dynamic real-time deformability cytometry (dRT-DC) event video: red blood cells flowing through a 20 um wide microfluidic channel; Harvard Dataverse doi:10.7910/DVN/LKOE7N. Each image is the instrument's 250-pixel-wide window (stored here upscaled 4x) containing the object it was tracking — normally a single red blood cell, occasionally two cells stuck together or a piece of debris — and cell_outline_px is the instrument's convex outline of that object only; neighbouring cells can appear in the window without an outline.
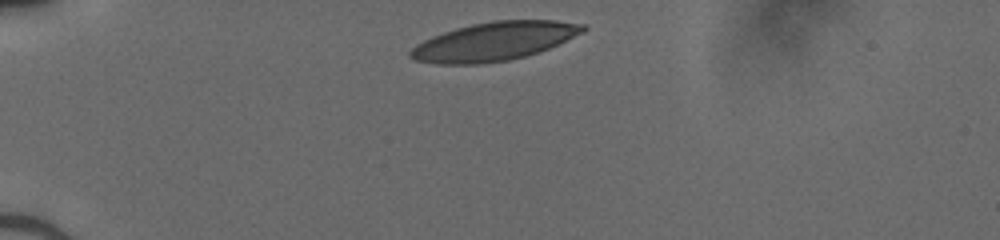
{"species": "human", "species_latin": "Homo sapiens", "temperature_condition": "cold", "stored_images_in_passage": 31, "camera_frame_rate_fps": 3000, "um_per_image_px": 0.085, "donor": {"sex": "male"}, "frame": {"image": 1, "passage_image": 1, "time_ms": 0.0, "image_size_px": [1000, 240], "cell_outline_px": [[588, 28], [548, 48], [524, 56], [508, 60], [476, 64], [440, 64], [416, 60], [408, 56], [408, 52], [416, 44], [432, 36], [456, 28], [472, 24], [492, 20], [556, 20], [584, 24]], "centroid_in_image_um": [41.94, 3.51], "position_along_channel_um": 43.1, "area_um2": 38.21}}
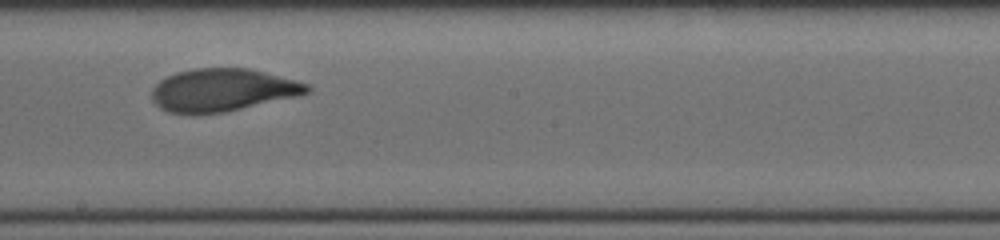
{"frame": {"image": 2, "passage_image": 18, "time_ms": 5.667, "image_size_px": [1000, 240], "cell_outline_px": [[312, 88], [308, 92], [296, 96], [224, 112], [168, 112], [160, 108], [152, 100], [152, 88], [160, 80], [176, 72], [192, 68], [248, 68], [264, 72], [308, 84]], "centroid_in_image_um": [18.89, 7.63], "position_along_channel_um": 229.3, "area_um2": 37.92}}
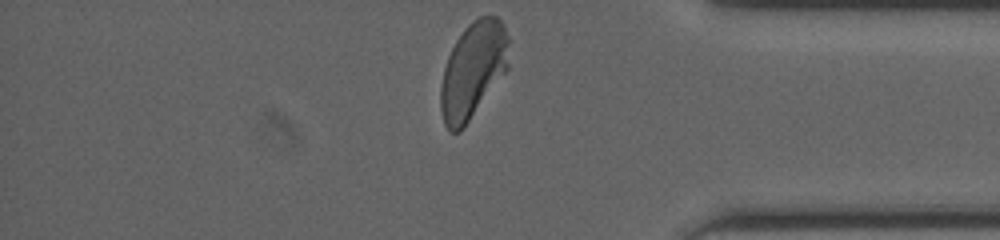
{"frame": {"image": 3, "passage_image": 31, "time_ms": 10.0, "image_size_px": [1000, 240], "cell_outline_px": [[508, 68], [460, 132], [452, 132], [444, 124], [440, 108], [440, 88], [444, 68], [448, 56], [456, 40], [464, 28], [472, 20], [480, 16], [496, 16], [500, 20], [504, 28], [508, 40]], "centroid_in_image_um": [40.18, 5.96], "position_along_channel_um": 395.0, "area_um2": 37.8}}